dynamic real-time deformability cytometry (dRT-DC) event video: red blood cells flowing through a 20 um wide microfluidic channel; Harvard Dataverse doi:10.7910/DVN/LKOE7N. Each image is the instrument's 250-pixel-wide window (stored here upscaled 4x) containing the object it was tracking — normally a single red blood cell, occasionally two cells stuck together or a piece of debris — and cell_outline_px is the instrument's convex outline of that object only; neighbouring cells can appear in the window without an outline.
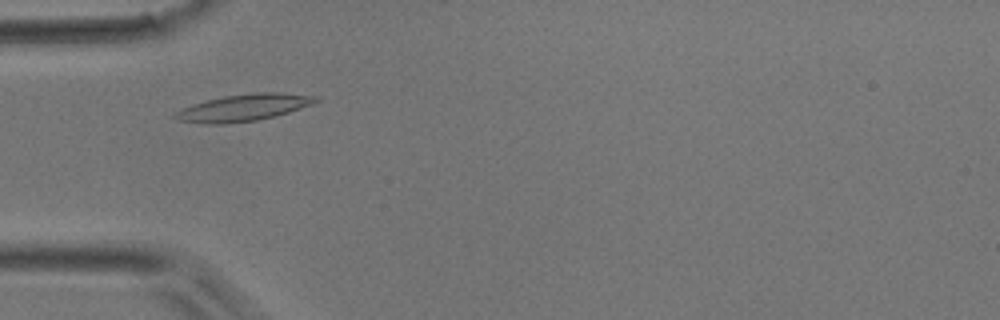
{"species": "common noctule bat (a hibernating species)", "species_latin": "Nyctalus noctula", "temperature_condition": "room temperature", "stored_images_in_passage": 33, "camera_frame_rate_fps": 3000, "um_per_image_px": 0.085, "animal": {"sex": "male", "body_mass_g": 17.9}, "frame": {"image": 1, "passage_image": 8, "time_ms": 2.333, "image_size_px": [1000, 320], "cell_outline_px": [[320, 100], [312, 104], [276, 116], [256, 120], [220, 124], [204, 124], [180, 120], [172, 116], [180, 108], [192, 104], [224, 96], [256, 92], [276, 92], [316, 96]], "centroid_in_image_um": [20.69, 9.14], "position_along_channel_um": 64.3, "area_um2": 21.79}}
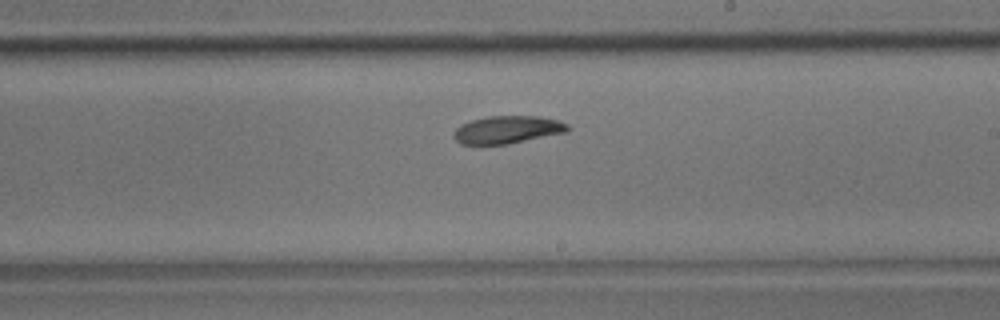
{"frame": {"image": 2, "passage_image": 21, "time_ms": 6.667, "image_size_px": [1000, 320], "cell_outline_px": [[572, 128], [568, 132], [508, 144], [460, 144], [452, 136], [452, 132], [460, 124], [484, 116], [540, 116], [560, 120], [568, 124]], "centroid_in_image_um": [43.15, 11.01], "position_along_channel_um": 245.8, "area_um2": 18.73}}
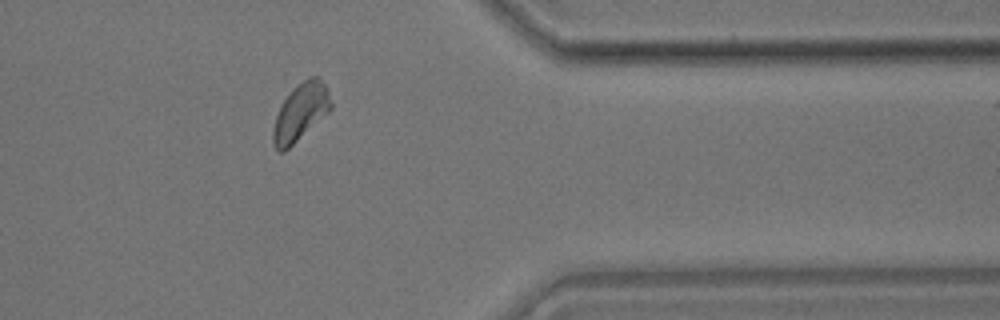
{"frame": {"image": 3, "passage_image": 32, "time_ms": 10.333, "image_size_px": [1000, 320], "cell_outline_px": [[332, 108], [328, 112], [284, 152], [280, 152], [276, 148], [272, 140], [272, 132], [276, 116], [280, 104], [292, 88], [296, 84], [308, 76], [316, 76], [324, 84], [328, 92], [332, 104]], "centroid_in_image_um": [25.52, 9.5], "position_along_channel_um": 385.9, "area_um2": 19.13}}